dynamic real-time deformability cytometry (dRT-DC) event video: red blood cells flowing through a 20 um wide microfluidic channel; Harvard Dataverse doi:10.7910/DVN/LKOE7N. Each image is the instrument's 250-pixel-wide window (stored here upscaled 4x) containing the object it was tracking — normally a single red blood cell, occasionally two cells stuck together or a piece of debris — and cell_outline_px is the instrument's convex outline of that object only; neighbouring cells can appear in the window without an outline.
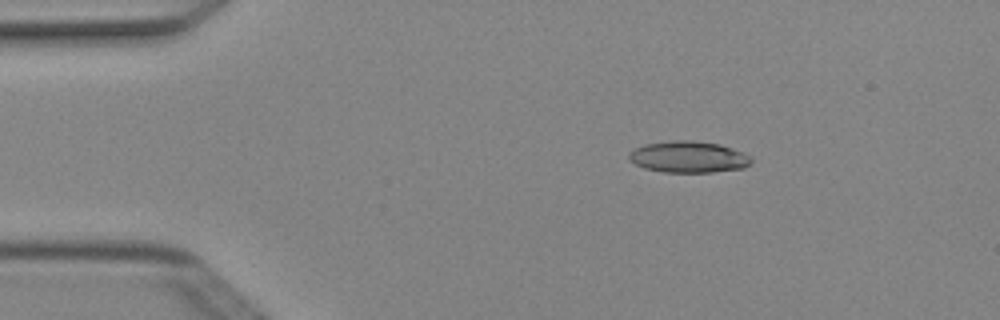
{"species": "Egyptian fruit bat (a non-hibernating species)", "species_latin": "Rousettus aegyptiacus", "temperature_condition": "cold", "stored_images_in_passage": 4, "camera_frame_rate_fps": 3000, "um_per_image_px": 0.085, "animal": {"sex": "female"}, "frame": {"image": 1, "passage_image": 3, "time_ms": 0.667, "image_size_px": [1000, 320], "cell_outline_px": [[752, 164], [744, 168], [712, 172], [664, 172], [644, 168], [628, 160], [628, 156], [636, 148], [644, 144], [676, 140], [692, 140], [720, 144], [744, 152], [752, 156]], "centroid_in_image_um": [58.58, 13.34], "position_along_channel_um": 26.4, "area_um2": 22.54}}